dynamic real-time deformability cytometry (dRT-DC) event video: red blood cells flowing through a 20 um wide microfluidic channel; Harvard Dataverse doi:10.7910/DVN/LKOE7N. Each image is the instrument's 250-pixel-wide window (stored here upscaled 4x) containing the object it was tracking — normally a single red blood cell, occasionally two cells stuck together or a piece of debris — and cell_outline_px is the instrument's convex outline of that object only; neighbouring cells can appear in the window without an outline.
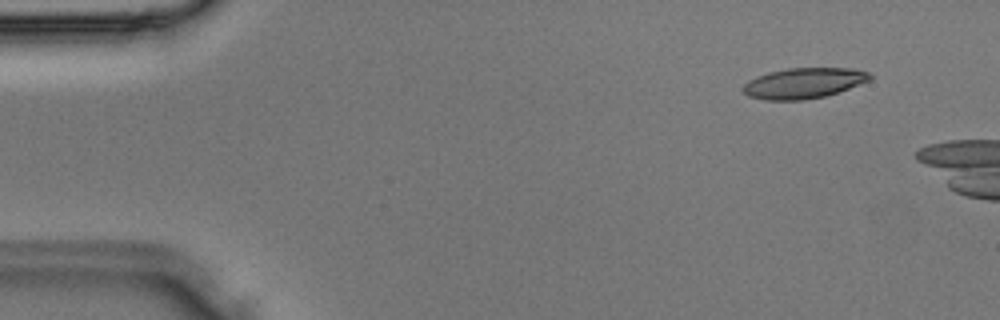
{"species": "Egyptian fruit bat (a non-hibernating species)", "species_latin": "Rousettus aegyptiacus", "temperature_condition": "room temperature", "stored_images_in_passage": 6, "camera_frame_rate_fps": 3000, "um_per_image_px": 0.085, "animal": {"sex": "male"}, "frame": {"image": 1, "passage_image": 3, "time_ms": 0.667, "image_size_px": [1000, 320], "cell_outline_px": [[872, 80], [824, 96], [804, 100], [764, 100], [748, 96], [740, 88], [748, 80], [756, 76], [768, 72], [788, 68], [852, 68], [868, 72], [872, 76]], "centroid_in_image_um": [68.28, 7.06], "position_along_channel_um": 16.7, "area_um2": 22.66}}